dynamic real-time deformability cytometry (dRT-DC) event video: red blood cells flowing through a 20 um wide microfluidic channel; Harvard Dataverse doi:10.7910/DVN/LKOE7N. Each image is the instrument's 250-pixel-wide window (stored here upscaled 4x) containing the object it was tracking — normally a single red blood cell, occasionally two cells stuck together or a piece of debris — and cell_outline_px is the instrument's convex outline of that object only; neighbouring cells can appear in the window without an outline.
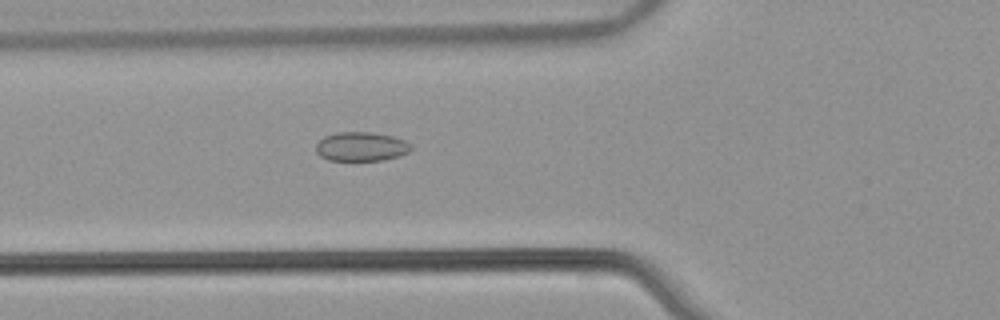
{"species": "common noctule bat (a hibernating species)", "species_latin": "Nyctalus noctula", "temperature_condition": "warm", "stored_images_in_passage": 43, "camera_frame_rate_fps": 3000, "um_per_image_px": 0.085, "animal": {"sex": "male", "body_mass_g": 21.5, "forearm_length_mm": 52.0}, "frame": {"image": 1, "passage_image": 10, "time_ms": 3.0, "image_size_px": [1000, 320], "cell_outline_px": [[412, 148], [408, 152], [384, 160], [328, 160], [320, 156], [316, 152], [316, 144], [324, 136], [336, 132], [372, 132], [392, 136], [404, 140], [412, 144]], "centroid_in_image_um": [30.68, 12.45], "position_along_channel_um": 95.1, "area_um2": 16.13}}
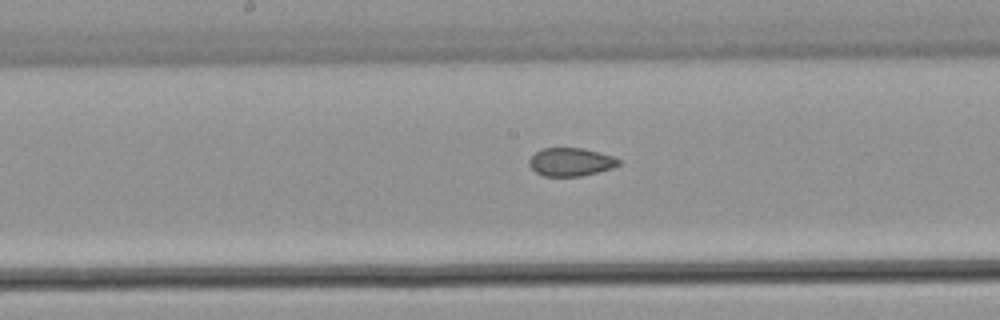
{"frame": {"image": 2, "passage_image": 18, "time_ms": 5.667, "image_size_px": [1000, 320], "cell_outline_px": [[620, 164], [612, 168], [580, 176], [544, 176], [536, 172], [528, 164], [528, 160], [536, 152], [544, 148], [580, 148], [612, 156], [620, 160]], "centroid_in_image_um": [48.49, 13.77], "position_along_channel_um": 199.7, "area_um2": 14.45}}
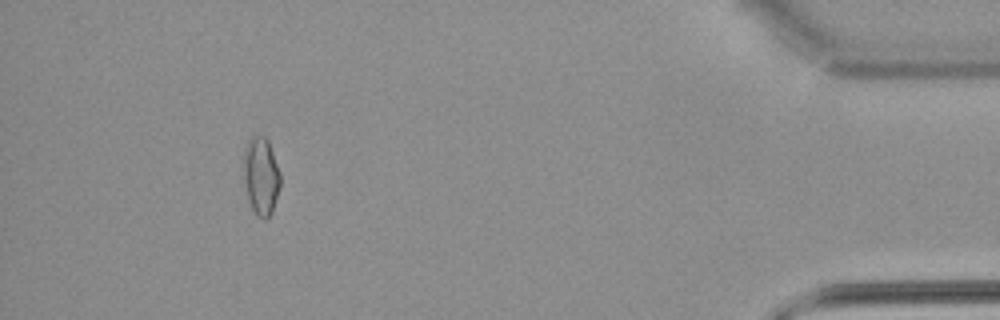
{"frame": {"image": 3, "passage_image": 39, "time_ms": 12.667, "image_size_px": [1000, 320], "cell_outline_px": [[280, 184], [272, 212], [264, 220], [256, 216], [248, 200], [244, 180], [244, 148], [248, 140], [252, 136], [264, 136], [268, 140], [280, 172]], "centroid_in_image_um": [22.18, 14.96], "position_along_channel_um": 413.0, "area_um2": 16.59}, "authors_computed_cell_mechanics": {"area_um2": 15.5482, "velocity_mm_per_s": 3.9114, "shape_relaxation_time_tau1_ms": null, "shape_relaxation_time_tau2_ms": 2.2421, "deformation_change_tau1": null, "deformation_change_tau2": 0.0645}}